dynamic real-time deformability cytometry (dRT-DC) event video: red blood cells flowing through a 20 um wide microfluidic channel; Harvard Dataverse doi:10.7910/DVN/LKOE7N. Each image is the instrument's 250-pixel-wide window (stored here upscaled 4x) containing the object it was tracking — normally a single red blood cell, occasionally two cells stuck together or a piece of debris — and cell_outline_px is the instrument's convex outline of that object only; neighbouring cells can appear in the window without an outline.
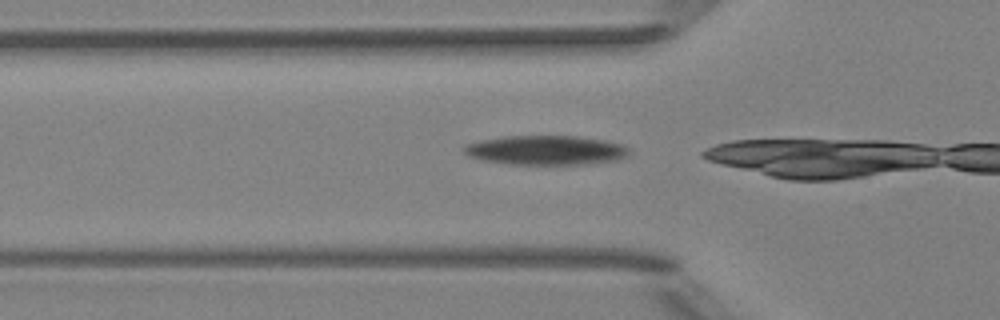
{"species": "Egyptian fruit bat (a non-hibernating species)", "species_latin": "Rousettus aegyptiacus", "temperature_condition": "room temperature", "stored_images_in_passage": 7, "segment_of_instrument_passage": [2, 2], "camera_frame_rate_fps": 3000, "um_per_image_px": 0.085, "animal": {"sex": "female"}, "frame": {"image": 1, "passage_image": 7, "time_ms": 7.0, "image_size_px": [1000, 320], "cell_outline_px": [[632, 152], [628, 156], [620, 160], [588, 164], [512, 164], [480, 160], [468, 156], [464, 152], [464, 144], [480, 140], [500, 136], [576, 136], [604, 140], [624, 144]], "centroid_in_image_um": [46.43, 12.76], "position_along_channel_um": 79.4, "area_um2": 28.67}}